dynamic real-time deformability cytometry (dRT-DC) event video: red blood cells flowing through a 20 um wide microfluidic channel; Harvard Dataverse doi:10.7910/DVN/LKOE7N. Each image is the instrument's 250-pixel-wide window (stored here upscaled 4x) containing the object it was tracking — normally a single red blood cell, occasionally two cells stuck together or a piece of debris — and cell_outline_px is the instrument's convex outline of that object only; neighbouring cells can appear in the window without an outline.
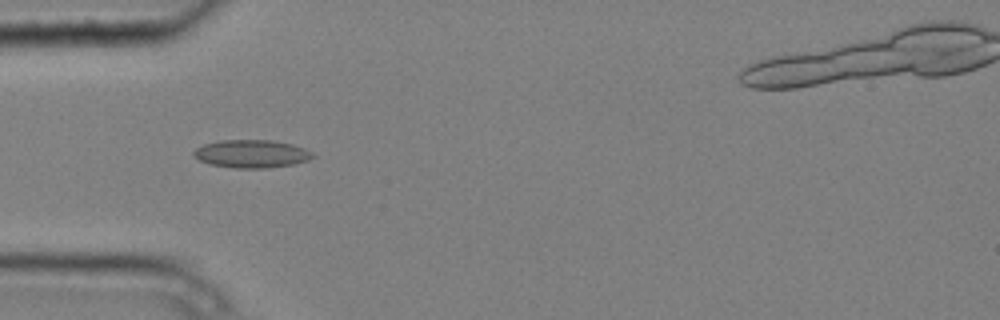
{"species": "common noctule bat (a hibernating species)", "species_latin": "Nyctalus noctula", "temperature_condition": "cold", "stored_images_in_passage": 6, "camera_frame_rate_fps": 3000, "um_per_image_px": 0.085, "animal": {"sex": "male", "body_mass_g": 20.4}, "frame": {"image": 1, "passage_image": 5, "time_ms": 1.333, "image_size_px": [1000, 320], "cell_outline_px": [[316, 156], [308, 160], [296, 164], [268, 168], [232, 168], [208, 164], [200, 160], [192, 152], [196, 148], [204, 144], [220, 140], [272, 140], [292, 144], [304, 148], [312, 152]], "centroid_in_image_um": [21.41, 13.08], "position_along_channel_um": 63.6, "area_um2": 19.54}}
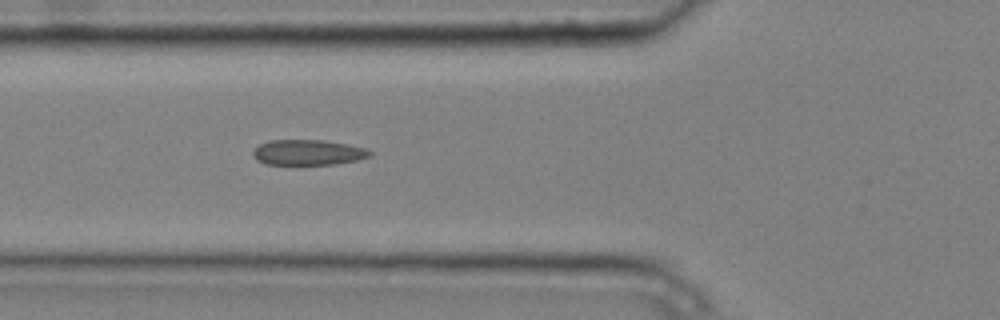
{"frame": {"image": 2, "passage_image": 6, "time_ms": 1.667, "image_size_px": [1000, 320], "cell_outline_px": [[372, 156], [356, 160], [336, 164], [264, 164], [256, 160], [252, 156], [252, 152], [260, 144], [268, 140], [324, 140], [348, 144], [364, 148], [372, 152]], "centroid_in_image_um": [26.16, 12.95], "position_along_channel_um": 99.6, "area_um2": 17.34}}